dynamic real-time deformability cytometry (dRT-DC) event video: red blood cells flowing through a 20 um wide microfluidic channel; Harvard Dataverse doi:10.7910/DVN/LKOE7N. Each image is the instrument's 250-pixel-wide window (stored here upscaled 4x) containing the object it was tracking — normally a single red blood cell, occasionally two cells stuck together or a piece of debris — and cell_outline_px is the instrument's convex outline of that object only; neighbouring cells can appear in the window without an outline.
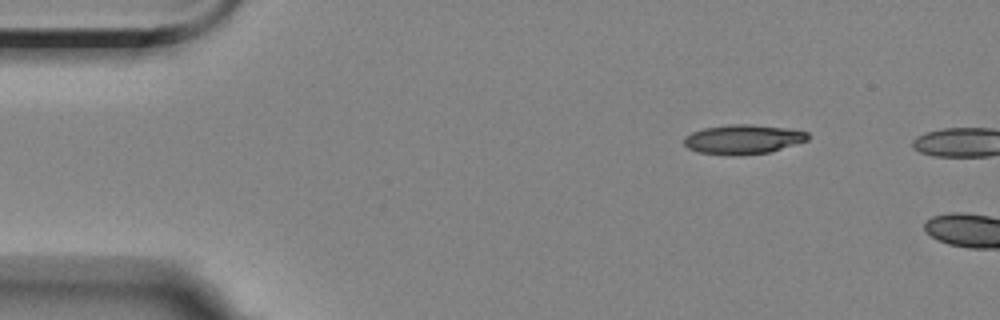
{"species": "Egyptian fruit bat (a non-hibernating species)", "species_latin": "Rousettus aegyptiacus", "temperature_condition": "room temperature", "stored_images_in_passage": 2, "camera_frame_rate_fps": 3000, "um_per_image_px": 0.085, "animal": {"sex": "female"}, "frame": {"image": 1, "passage_image": 1, "time_ms": 0.0, "image_size_px": [1000, 320], "cell_outline_px": [[808, 140], [768, 152], [696, 152], [688, 148], [684, 144], [684, 136], [692, 132], [704, 128], [728, 124], [752, 124], [788, 128], [808, 132]], "centroid_in_image_um": [63.16, 11.77], "position_along_channel_um": 21.8, "area_um2": 20.23}}